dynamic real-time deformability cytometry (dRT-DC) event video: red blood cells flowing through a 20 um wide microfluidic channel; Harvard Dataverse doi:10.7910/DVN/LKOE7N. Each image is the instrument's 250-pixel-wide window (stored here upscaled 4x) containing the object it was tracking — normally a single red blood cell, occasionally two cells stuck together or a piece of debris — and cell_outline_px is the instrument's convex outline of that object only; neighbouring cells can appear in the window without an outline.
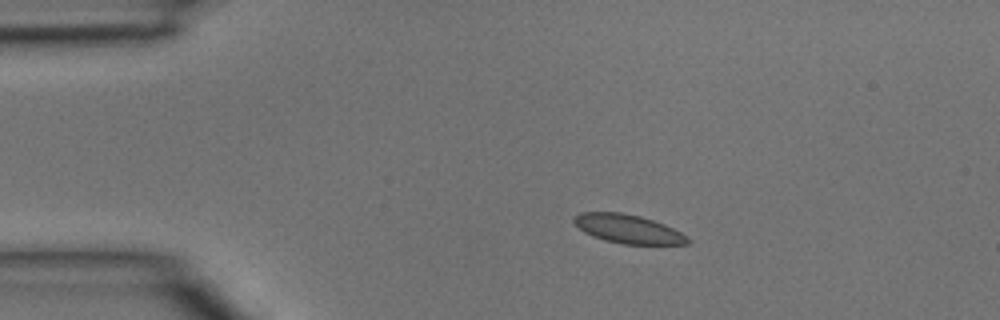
{"species": "common noctule bat (a hibernating species)", "species_latin": "Nyctalus noctula", "temperature_condition": "room temperature", "stored_images_in_passage": 3, "camera_frame_rate_fps": 3000, "um_per_image_px": 0.085, "animal": {"sex": "male", "body_mass_g": 15.6}, "frame": {"image": 1, "passage_image": 2, "time_ms": 0.333, "image_size_px": [1000, 320], "cell_outline_px": [[692, 240], [688, 244], [624, 244], [604, 240], [592, 236], [584, 232], [572, 220], [580, 212], [620, 212], [640, 216], [664, 224], [688, 236]], "centroid_in_image_um": [53.4, 19.46], "position_along_channel_um": 31.6, "area_um2": 18.96}}